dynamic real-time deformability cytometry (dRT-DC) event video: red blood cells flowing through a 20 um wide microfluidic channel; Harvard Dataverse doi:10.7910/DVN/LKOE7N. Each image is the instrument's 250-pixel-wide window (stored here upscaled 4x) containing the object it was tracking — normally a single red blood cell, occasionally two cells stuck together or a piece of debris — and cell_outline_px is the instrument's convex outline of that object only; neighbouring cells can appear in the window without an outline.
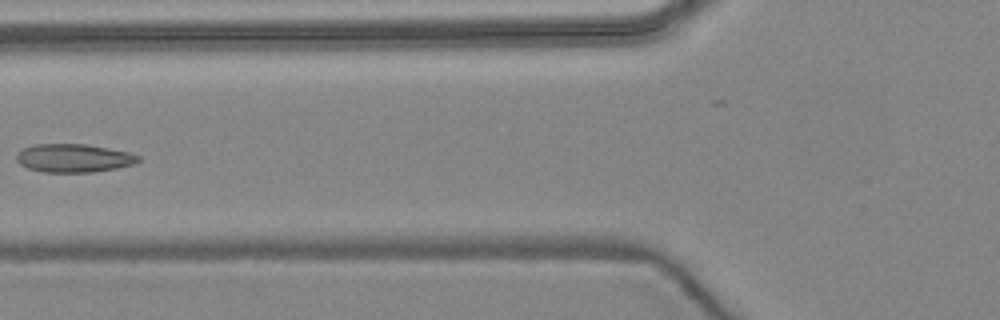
{"species": "common noctule bat (a hibernating species)", "species_latin": "Nyctalus noctula", "temperature_condition": "warm", "stored_images_in_passage": 6, "camera_frame_rate_fps": 3000, "um_per_image_px": 0.085, "animal": {"sex": "female", "body_mass_g": 24.6, "forearm_length_mm": 56.2}, "frame": {"image": 1, "passage_image": 5, "time_ms": 4.667, "image_size_px": [1000, 320], "cell_outline_px": [[140, 160], [132, 164], [116, 168], [92, 172], [40, 172], [28, 168], [20, 164], [16, 160], [16, 152], [32, 144], [84, 144], [108, 148], [128, 152], [140, 156]], "centroid_in_image_um": [6.21, 13.43], "position_along_channel_um": 119.6, "area_um2": 20.11}}
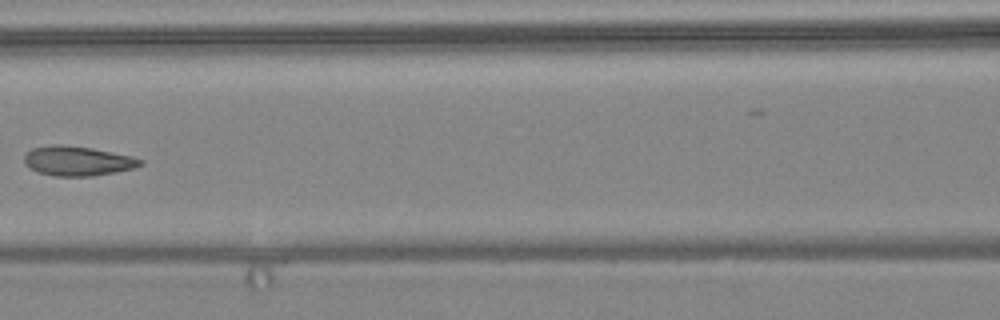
{"frame": {"image": 2, "passage_image": 6, "time_ms": 5.667, "image_size_px": [1000, 320], "cell_outline_px": [[144, 164], [132, 168], [116, 172], [92, 176], [56, 176], [36, 172], [24, 164], [24, 156], [32, 148], [60, 144], [92, 148], [132, 156], [144, 160]], "centroid_in_image_um": [6.6, 13.69], "position_along_channel_um": 160.0, "area_um2": 20.0}}